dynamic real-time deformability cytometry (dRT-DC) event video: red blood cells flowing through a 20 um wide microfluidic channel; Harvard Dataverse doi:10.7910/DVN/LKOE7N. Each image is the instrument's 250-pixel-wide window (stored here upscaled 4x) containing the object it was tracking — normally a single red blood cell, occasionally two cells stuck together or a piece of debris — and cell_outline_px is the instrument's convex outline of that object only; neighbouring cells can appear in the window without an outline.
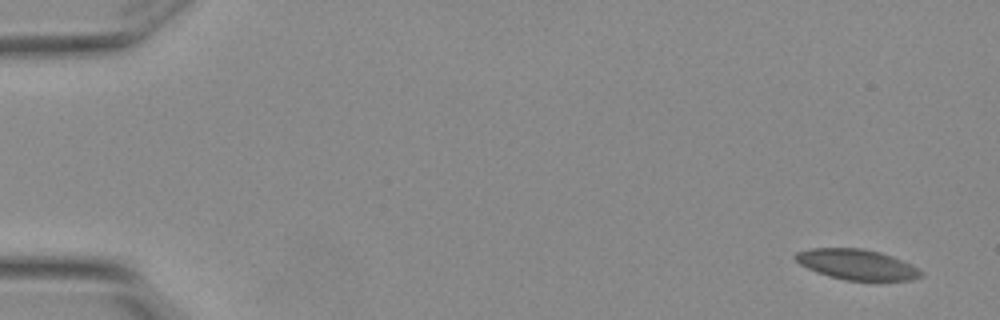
{"species": "Egyptian fruit bat (a non-hibernating species)", "species_latin": "Rousettus aegyptiacus", "temperature_condition": "warm", "stored_images_in_passage": 5, "camera_frame_rate_fps": 3000, "um_per_image_px": 0.085, "animal": {"sex": "female"}, "frame": {"image": 1, "passage_image": 1, "time_ms": 0.0, "image_size_px": [1000, 320], "cell_outline_px": [[924, 276], [912, 280], [844, 280], [828, 276], [816, 272], [800, 264], [792, 256], [796, 252], [808, 248], [860, 248], [880, 252], [892, 256], [912, 264], [924, 272]], "centroid_in_image_um": [72.84, 22.48], "position_along_channel_um": 12.2, "area_um2": 22.43}}